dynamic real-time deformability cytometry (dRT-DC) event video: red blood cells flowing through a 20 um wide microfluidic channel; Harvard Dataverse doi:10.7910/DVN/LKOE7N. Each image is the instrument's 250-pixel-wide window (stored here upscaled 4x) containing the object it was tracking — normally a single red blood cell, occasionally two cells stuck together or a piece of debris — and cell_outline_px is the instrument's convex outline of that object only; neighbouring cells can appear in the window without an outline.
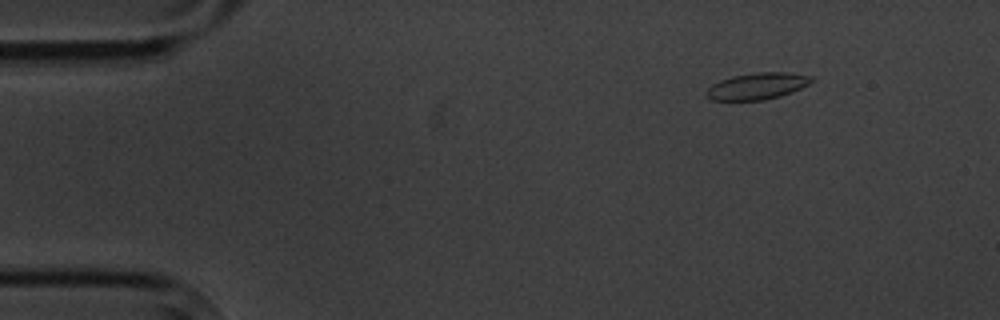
{"species": "common noctule bat (a hibernating species)", "species_latin": "Nyctalus noctula", "temperature_condition": "cold", "stored_images_in_passage": 6, "camera_frame_rate_fps": 3000, "um_per_image_px": 0.085, "animal": {"sex": "male", "body_mass_g": 20.1, "forearm_length_mm": 53.5}, "frame": {"image": 1, "passage_image": 1, "time_ms": 0.0, "image_size_px": [1000, 320], "cell_outline_px": [[816, 80], [792, 92], [780, 96], [764, 100], [712, 100], [708, 96], [708, 88], [712, 84], [720, 80], [732, 76], [756, 72], [784, 72], [812, 76]], "centroid_in_image_um": [64.4, 7.31], "position_along_channel_um": 20.6, "area_um2": 16.18}}
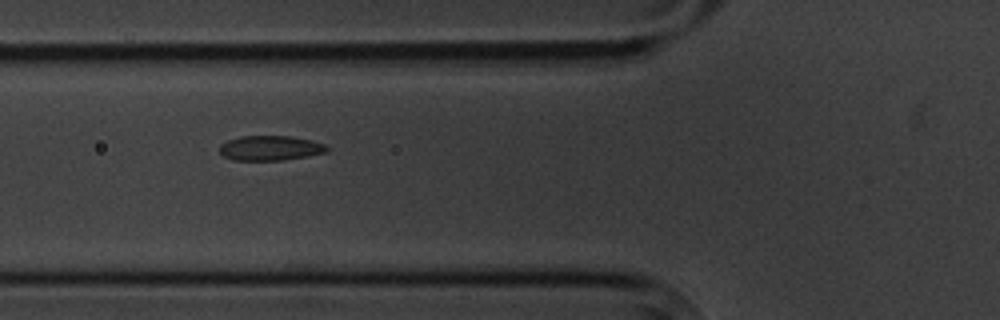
{"frame": {"image": 2, "passage_image": 5, "time_ms": 4.667, "image_size_px": [1000, 320], "cell_outline_px": [[328, 152], [308, 156], [284, 160], [232, 160], [224, 156], [220, 152], [220, 144], [228, 140], [240, 136], [292, 136], [312, 140], [324, 144], [328, 148]], "centroid_in_image_um": [22.98, 12.58], "position_along_channel_um": 102.8, "area_um2": 15.61}}
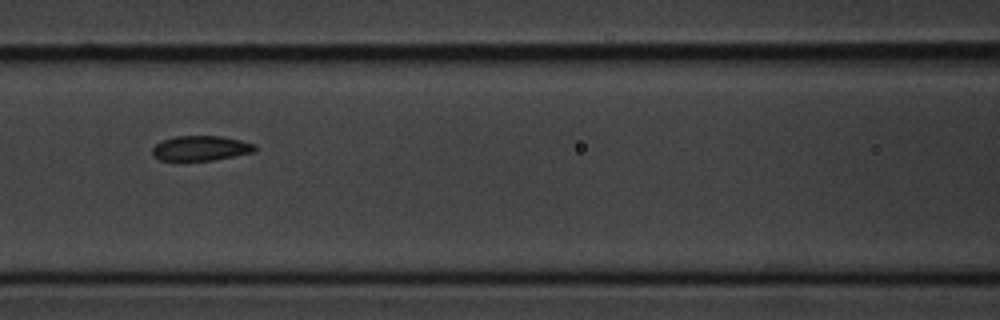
{"frame": {"image": 3, "passage_image": 6, "time_ms": 6.0, "image_size_px": [1000, 320], "cell_outline_px": [[256, 152], [212, 160], [160, 160], [152, 156], [152, 148], [160, 140], [176, 136], [224, 136], [256, 144]], "centroid_in_image_um": [17.07, 12.59], "position_along_channel_um": 149.5, "area_um2": 15.03}}